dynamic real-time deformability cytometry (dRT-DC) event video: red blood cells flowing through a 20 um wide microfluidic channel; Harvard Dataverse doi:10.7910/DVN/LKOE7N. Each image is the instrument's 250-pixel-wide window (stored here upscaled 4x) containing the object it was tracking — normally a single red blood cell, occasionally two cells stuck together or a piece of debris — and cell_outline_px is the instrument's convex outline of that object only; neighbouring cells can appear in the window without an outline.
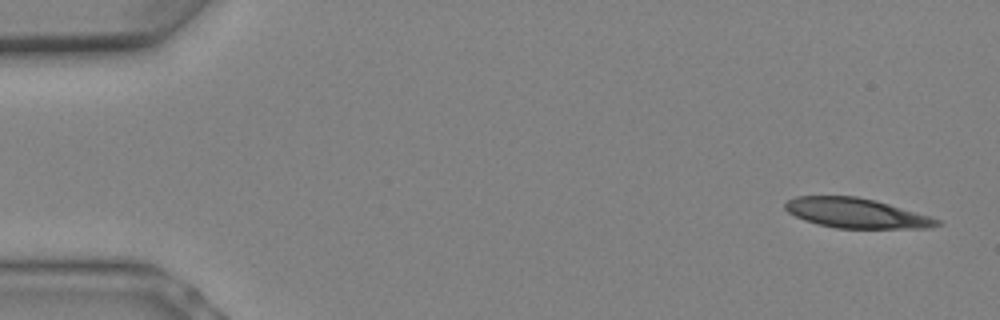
{"species": "Egyptian fruit bat (a non-hibernating species)", "species_latin": "Rousettus aegyptiacus", "temperature_condition": "warm", "stored_images_in_passage": 9, "camera_frame_rate_fps": 3000, "um_per_image_px": 0.085, "animal": {"sex": "female"}, "frame": {"image": 1, "passage_image": 1, "time_ms": 0.0, "image_size_px": [1000, 320], "cell_outline_px": [[940, 224], [924, 228], [836, 228], [816, 224], [804, 220], [788, 212], [784, 208], [784, 204], [788, 200], [796, 196], [856, 196], [876, 200], [928, 216], [940, 220]], "centroid_in_image_um": [72.72, 18.11], "position_along_channel_um": 12.3, "area_um2": 26.13}}
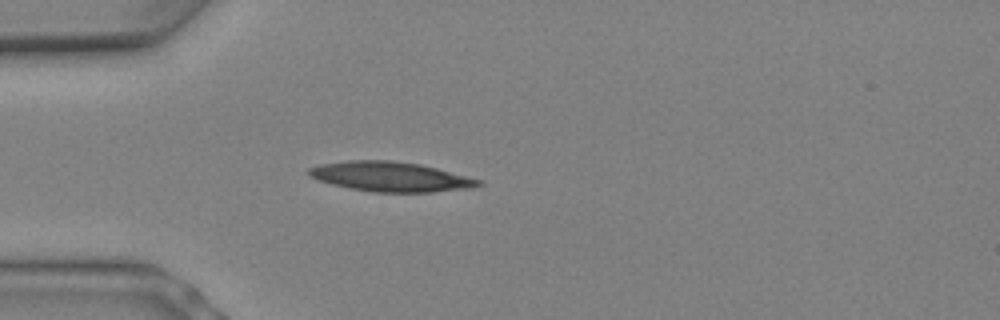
{"frame": {"image": 2, "passage_image": 6, "time_ms": 1.667, "image_size_px": [1000, 320], "cell_outline_px": [[484, 184], [472, 188], [432, 192], [372, 192], [348, 188], [332, 184], [308, 176], [308, 168], [320, 164], [348, 160], [392, 160], [420, 164], [436, 168], [480, 180]], "centroid_in_image_um": [33.17, 15.02], "position_along_channel_um": 51.8, "area_um2": 29.36}}
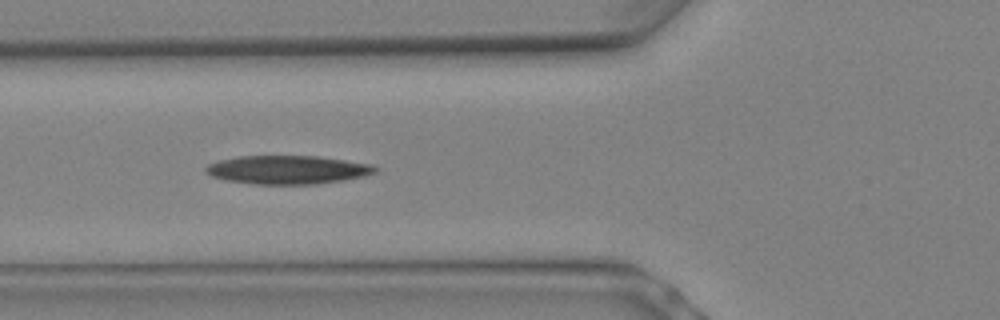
{"frame": {"image": 3, "passage_image": 8, "time_ms": 2.333, "image_size_px": [1000, 320], "cell_outline_px": [[380, 168], [376, 172], [364, 176], [344, 180], [312, 184], [256, 184], [224, 180], [212, 176], [204, 172], [204, 168], [208, 164], [216, 160], [236, 156], [320, 156], [372, 164]], "centroid_in_image_um": [24.42, 14.42], "position_along_channel_um": 101.4, "area_um2": 28.44}}